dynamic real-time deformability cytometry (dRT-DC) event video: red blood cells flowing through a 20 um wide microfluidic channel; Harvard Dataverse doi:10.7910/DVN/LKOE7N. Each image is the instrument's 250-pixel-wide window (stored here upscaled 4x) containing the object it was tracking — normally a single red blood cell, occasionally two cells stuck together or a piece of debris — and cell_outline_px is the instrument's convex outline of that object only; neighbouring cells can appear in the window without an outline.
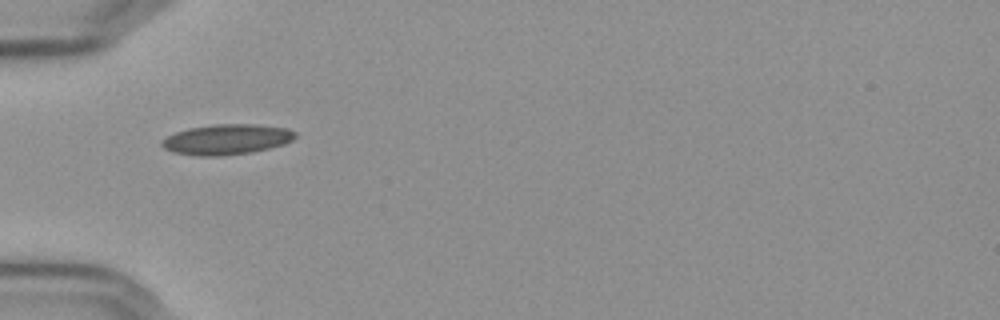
{"species": "Egyptian fruit bat (a non-hibernating species)", "species_latin": "Rousettus aegyptiacus", "temperature_condition": "cold", "stored_images_in_passage": 39, "camera_frame_rate_fps": 3000, "um_per_image_px": 0.085, "frame": {"image": 1, "passage_image": 1, "time_ms": 0.0, "image_size_px": [1000, 320], "cell_outline_px": [[296, 136], [292, 140], [284, 144], [252, 152], [220, 156], [196, 156], [172, 152], [164, 148], [160, 144], [160, 140], [176, 132], [188, 128], [212, 124], [256, 124], [288, 128], [296, 132]], "centroid_in_image_um": [19.25, 11.85], "position_along_channel_um": 65.8, "area_um2": 23.76}}
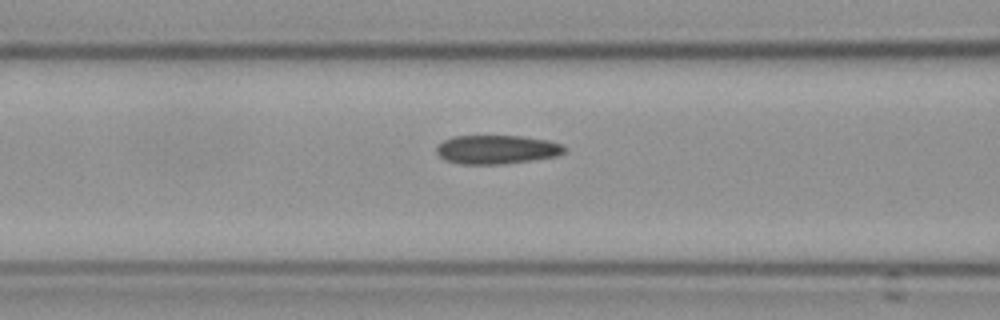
{"frame": {"image": 2, "passage_image": 6, "time_ms": 1.667, "image_size_px": [1000, 320], "cell_outline_px": [[568, 148], [564, 152], [556, 156], [500, 164], [460, 164], [444, 160], [436, 152], [436, 144], [452, 136], [520, 136], [548, 140], [564, 144]], "centroid_in_image_um": [42.2, 12.7], "position_along_channel_um": 124.4, "area_um2": 21.56}}
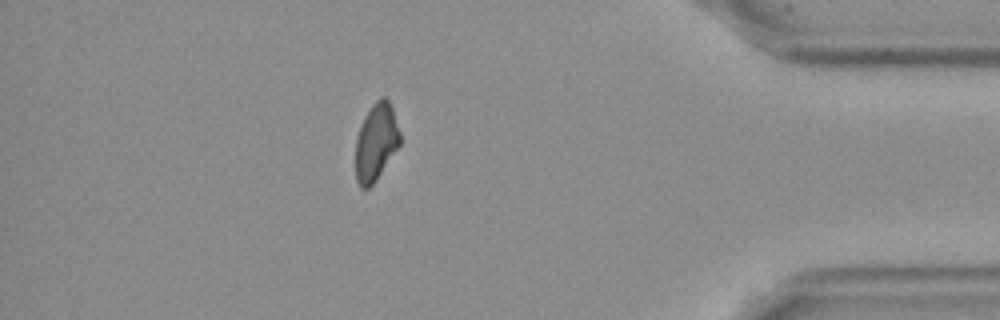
{"frame": {"image": 3, "passage_image": 32, "time_ms": 10.333, "image_size_px": [1000, 320], "cell_outline_px": [[400, 144], [376, 180], [368, 188], [360, 188], [356, 180], [356, 140], [360, 124], [364, 116], [372, 104], [380, 96], [384, 96], [388, 100], [392, 108], [400, 132]], "centroid_in_image_um": [31.95, 12.06], "position_along_channel_um": 403.2, "area_um2": 19.94}, "authors_computed_cell_mechanics": {"area_um2": 21.5594, "velocity_mm_per_s": 3.624, "shape_relaxation_time_tau1_ms": null, "shape_relaxation_time_tau2_ms": 3.5937, "deformation_change_tau1": null, "deformation_change_tau2": 0.0692}}